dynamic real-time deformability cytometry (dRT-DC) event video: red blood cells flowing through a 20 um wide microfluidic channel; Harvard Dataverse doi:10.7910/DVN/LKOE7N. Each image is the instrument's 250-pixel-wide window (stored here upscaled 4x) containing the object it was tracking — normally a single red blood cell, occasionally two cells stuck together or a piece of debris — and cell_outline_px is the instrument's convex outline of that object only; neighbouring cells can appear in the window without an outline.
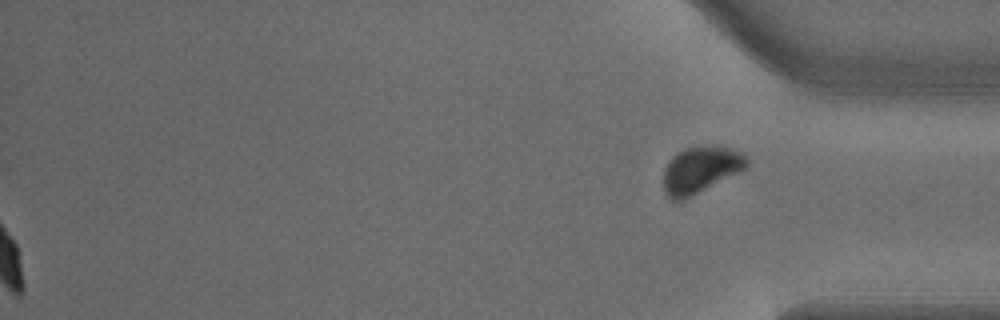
{"species": "common noctule bat (a hibernating species)", "species_latin": "Nyctalus noctula", "temperature_condition": "warm", "stored_images_in_passage": 30, "segment_of_instrument_passage": [2, 2], "camera_frame_rate_fps": 3000, "um_per_image_px": 0.085, "animal": {"sex": "male", "body_mass_g": 18.8}, "frame": {"image": 1, "passage_image": 30, "time_ms": 9.667, "image_size_px": [1000, 320], "cell_outline_px": [[748, 164], [744, 168], [684, 200], [672, 200], [664, 192], [664, 168], [672, 156], [676, 152], [684, 148], [728, 148], [740, 152], [748, 156]], "centroid_in_image_um": [59.49, 14.45], "position_along_channel_um": 375.7, "area_um2": 21.79}}